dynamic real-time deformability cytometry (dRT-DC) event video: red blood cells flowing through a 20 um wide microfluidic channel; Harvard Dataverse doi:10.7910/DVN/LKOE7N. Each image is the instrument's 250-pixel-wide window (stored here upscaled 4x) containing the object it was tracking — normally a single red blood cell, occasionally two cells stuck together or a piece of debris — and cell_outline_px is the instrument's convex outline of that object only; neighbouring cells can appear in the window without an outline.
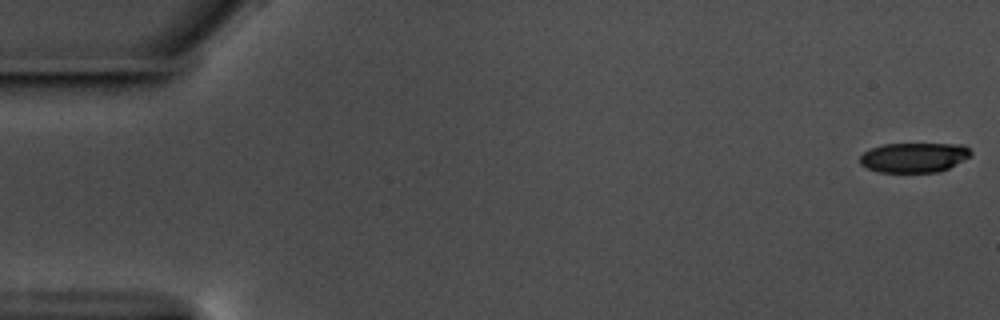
{"species": "common noctule bat (a hibernating species)", "species_latin": "Nyctalus noctula", "temperature_condition": "warm", "stored_images_in_passage": 58, "camera_frame_rate_fps": 3000, "um_per_image_px": 0.085, "animal": {"sex": "male", "body_mass_g": 17.5, "forearm_length_mm": 52.3}, "frame": {"image": 1, "passage_image": 1, "time_ms": 0.0, "image_size_px": [1000, 320], "cell_outline_px": [[972, 152], [968, 156], [948, 168], [936, 172], [880, 172], [868, 168], [860, 164], [860, 156], [864, 152], [872, 148], [884, 144], [964, 144]], "centroid_in_image_um": [77.66, 13.38], "position_along_channel_um": 7.3, "area_um2": 18.96}}
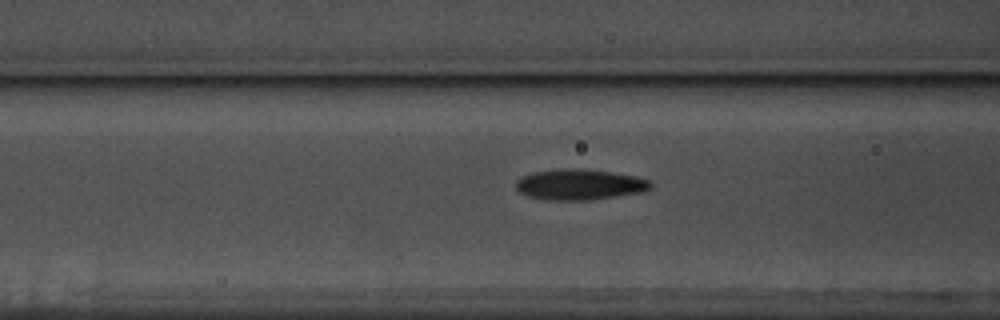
{"frame": {"image": 2, "passage_image": 23, "time_ms": 7.333, "image_size_px": [1000, 320], "cell_outline_px": [[652, 188], [640, 192], [588, 200], [548, 200], [528, 196], [520, 192], [516, 188], [516, 180], [520, 176], [532, 172], [560, 168], [576, 168], [612, 172], [636, 176], [652, 180]], "centroid_in_image_um": [49.25, 15.67], "position_along_channel_um": 117.4, "area_um2": 24.22}}
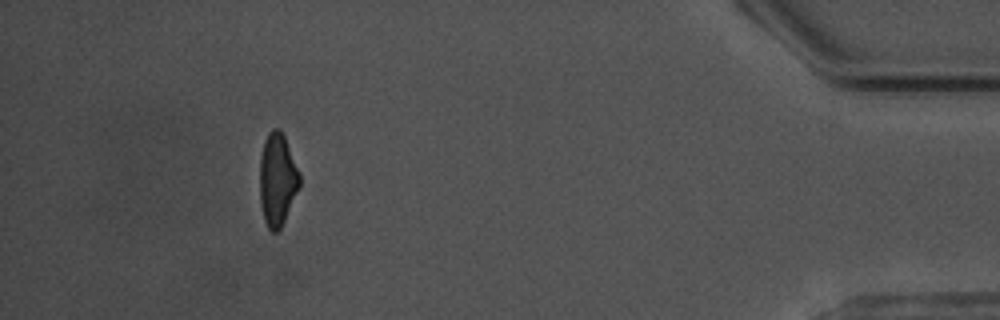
{"frame": {"image": 3, "passage_image": 53, "time_ms": 17.333, "image_size_px": [1000, 320], "cell_outline_px": [[300, 184], [284, 220], [280, 228], [276, 232], [272, 232], [268, 228], [264, 220], [260, 204], [260, 156], [264, 140], [268, 132], [272, 128], [280, 128], [284, 136], [300, 172]], "centroid_in_image_um": [23.56, 15.22], "position_along_channel_um": 411.6, "area_um2": 21.44}, "authors_computed_cell_mechanics": {"area_um2": 22.4264, "velocity_mm_per_s": 3.5555, "shape_relaxation_time_tau1_ms": 3.8774, "shape_relaxation_time_tau2_ms": 3.7654, "deformation_change_tau1": 0.1371, "deformation_change_tau2": 0.1127}}